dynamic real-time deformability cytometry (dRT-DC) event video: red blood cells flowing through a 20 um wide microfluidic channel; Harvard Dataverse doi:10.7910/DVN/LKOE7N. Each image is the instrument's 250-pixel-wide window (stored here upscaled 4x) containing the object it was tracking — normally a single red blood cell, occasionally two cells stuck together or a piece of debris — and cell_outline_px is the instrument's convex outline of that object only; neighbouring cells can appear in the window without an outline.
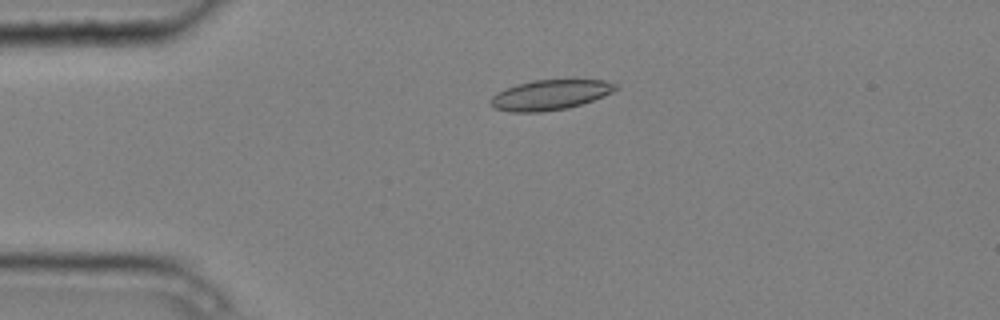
{"species": "common noctule bat (a hibernating species)", "species_latin": "Nyctalus noctula", "temperature_condition": "cold", "stored_images_in_passage": 6, "camera_frame_rate_fps": 3000, "um_per_image_px": 0.085, "animal": {"sex": "male", "body_mass_g": 20.4}, "frame": {"image": 1, "passage_image": 4, "time_ms": 1.0, "image_size_px": [1000, 320], "cell_outline_px": [[620, 88], [604, 96], [568, 108], [544, 112], [508, 112], [496, 108], [488, 100], [492, 96], [516, 84], [532, 80], [604, 80], [616, 84]], "centroid_in_image_um": [46.77, 8.07], "position_along_channel_um": 38.2, "area_um2": 21.79}}
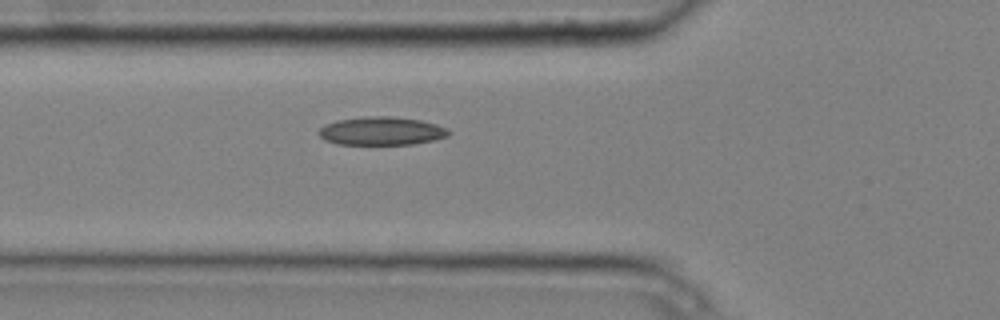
{"frame": {"image": 2, "passage_image": 6, "time_ms": 1.667, "image_size_px": [1000, 320], "cell_outline_px": [[452, 132], [448, 136], [436, 140], [412, 144], [336, 144], [324, 140], [316, 132], [320, 128], [336, 120], [368, 116], [388, 116], [420, 120], [436, 124], [448, 128]], "centroid_in_image_um": [32.45, 11.14], "position_along_channel_um": 93.4, "area_um2": 21.5}}